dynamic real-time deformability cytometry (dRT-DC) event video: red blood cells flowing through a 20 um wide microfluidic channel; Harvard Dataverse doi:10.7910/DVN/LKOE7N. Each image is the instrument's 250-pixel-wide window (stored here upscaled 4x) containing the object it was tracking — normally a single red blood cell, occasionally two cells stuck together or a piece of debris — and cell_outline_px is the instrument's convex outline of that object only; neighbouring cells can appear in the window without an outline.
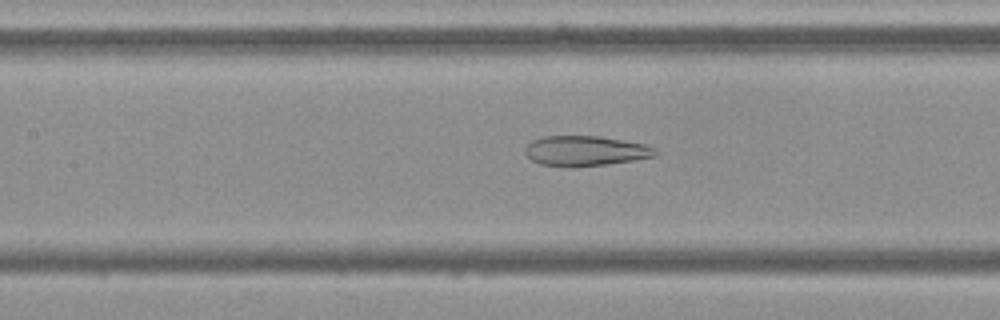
{"species": "Egyptian fruit bat (a non-hibernating species)", "species_latin": "Rousettus aegyptiacus", "temperature_condition": "cold", "stored_images_in_passage": 55, "camera_frame_rate_fps": 3000, "um_per_image_px": 0.085, "frame": {"image": 1, "passage_image": 25, "time_ms": 8.0, "image_size_px": [1000, 320], "cell_outline_px": [[660, 152], [656, 156], [608, 164], [568, 168], [540, 164], [532, 160], [524, 152], [524, 148], [532, 140], [544, 136], [600, 136], [648, 144], [656, 148]], "centroid_in_image_um": [49.78, 12.83], "position_along_channel_um": 157.6, "area_um2": 23.24}}
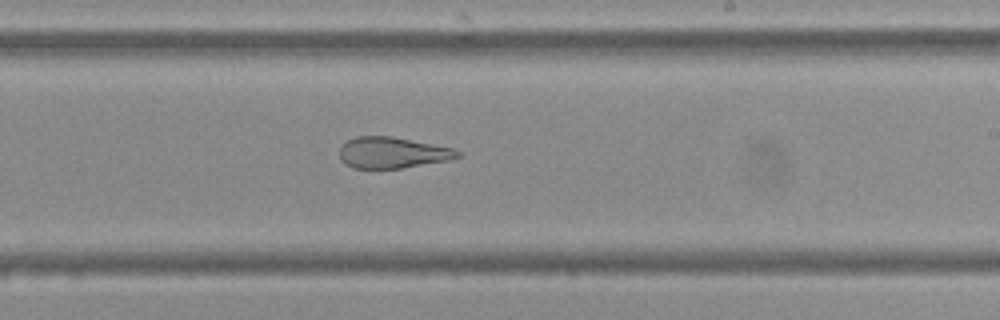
{"frame": {"image": 2, "passage_image": 33, "time_ms": 10.667, "image_size_px": [1000, 320], "cell_outline_px": [[460, 156], [452, 160], [400, 168], [352, 168], [340, 160], [340, 144], [356, 136], [388, 136], [452, 148], [460, 152]], "centroid_in_image_um": [33.32, 12.98], "position_along_channel_um": 255.7, "area_um2": 21.27}}
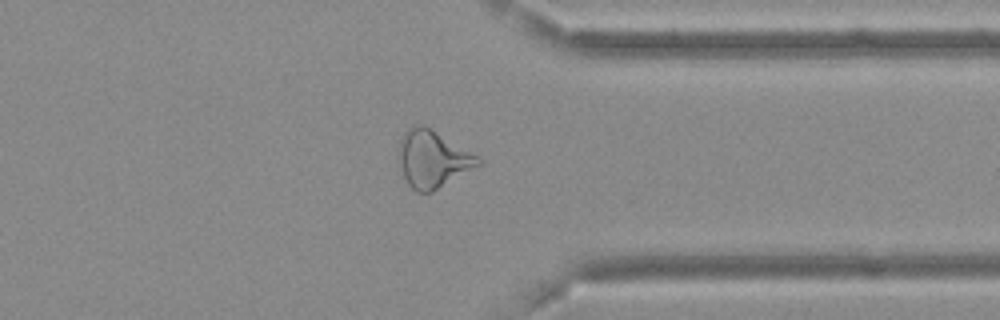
{"frame": {"image": 3, "passage_image": 43, "time_ms": 14.0, "image_size_px": [1000, 320], "cell_outline_px": [[484, 164], [432, 192], [416, 192], [408, 184], [404, 176], [396, 156], [396, 148], [404, 132], [412, 124], [424, 124], [484, 160]], "centroid_in_image_um": [36.76, 13.51], "position_along_channel_um": 374.6, "area_um2": 26.93}, "authors_computed_cell_mechanics": {"area_um2": 27.5128, "velocity_mm_per_s": 3.6847, "shape_relaxation_time_tau1_ms": null, "shape_relaxation_time_tau2_ms": 2.1243, "deformation_change_tau1": null, "deformation_change_tau2": 0.1154}}